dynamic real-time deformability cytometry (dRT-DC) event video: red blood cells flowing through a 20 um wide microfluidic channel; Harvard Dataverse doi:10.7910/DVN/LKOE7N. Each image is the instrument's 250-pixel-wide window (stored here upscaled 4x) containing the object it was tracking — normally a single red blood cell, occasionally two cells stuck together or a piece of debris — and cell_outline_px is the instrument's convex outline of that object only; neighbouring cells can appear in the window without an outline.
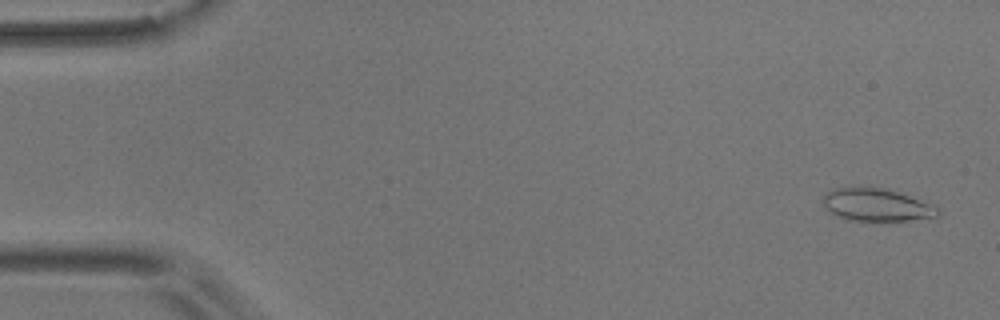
{"species": "common noctule bat (a hibernating species)", "species_latin": "Nyctalus noctula", "temperature_condition": "room temperature", "stored_images_in_passage": 54, "camera_frame_rate_fps": 3000, "um_per_image_px": 0.085, "animal": {"sex": "male", "body_mass_g": 17.9}, "frame": {"image": 1, "passage_image": 2, "time_ms": 0.333, "image_size_px": [1000, 320], "cell_outline_px": [[940, 216], [880, 224], [844, 220], [828, 212], [820, 200], [828, 192], [836, 188], [888, 188], [936, 204], [940, 212]], "centroid_in_image_um": [74.55, 17.48], "position_along_channel_um": 10.5, "area_um2": 23.06}}
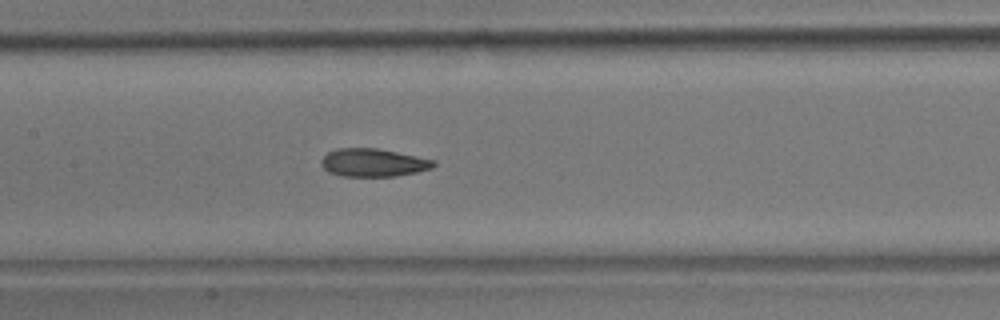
{"frame": {"image": 2, "passage_image": 26, "time_ms": 8.333, "image_size_px": [1000, 320], "cell_outline_px": [[436, 164], [432, 168], [416, 172], [396, 176], [340, 176], [328, 172], [320, 164], [320, 160], [328, 152], [336, 148], [376, 148], [436, 160]], "centroid_in_image_um": [31.7, 13.82], "position_along_channel_um": 175.7, "area_um2": 18.38}}
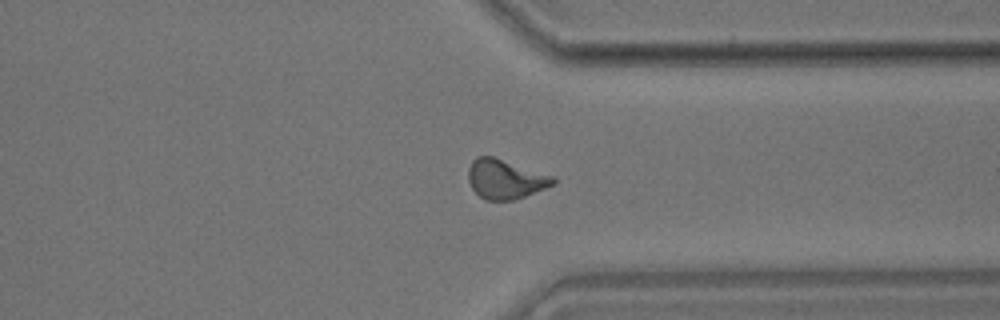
{"frame": {"image": 3, "passage_image": 42, "time_ms": 13.667, "image_size_px": [1000, 320], "cell_outline_px": [[556, 184], [524, 196], [512, 200], [484, 200], [472, 188], [468, 180], [468, 168], [472, 160], [476, 156], [492, 156], [552, 176], [556, 180]], "centroid_in_image_um": [42.92, 15.22], "position_along_channel_um": 368.5, "area_um2": 19.25}, "authors_computed_cell_mechanics": {"area_um2": 19.0162, "velocity_mm_per_s": 3.6381, "shape_relaxation_time_tau1_ms": 9.4932, "shape_relaxation_time_tau2_ms": 2.4371, "deformation_change_tau1": 0.2058, "deformation_change_tau2": 0.0945}}